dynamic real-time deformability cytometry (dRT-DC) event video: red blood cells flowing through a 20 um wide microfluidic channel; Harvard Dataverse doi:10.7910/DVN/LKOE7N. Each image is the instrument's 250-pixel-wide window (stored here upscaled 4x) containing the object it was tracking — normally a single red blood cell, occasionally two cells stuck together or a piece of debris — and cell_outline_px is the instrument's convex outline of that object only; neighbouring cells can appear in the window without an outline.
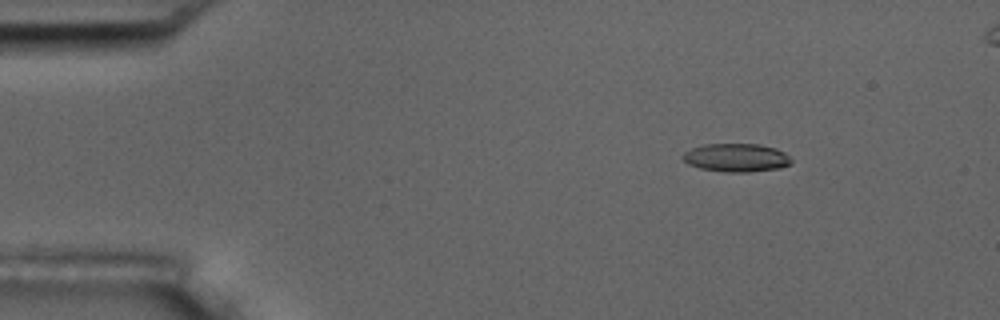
{"species": "common noctule bat (a hibernating species)", "species_latin": "Nyctalus noctula", "temperature_condition": "room temperature", "stored_images_in_passage": 7, "camera_frame_rate_fps": 3000, "um_per_image_px": 0.085, "animal": {"sex": "male", "body_mass_g": 17.5, "forearm_length_mm": 52.3}, "frame": {"image": 1, "passage_image": 3, "time_ms": 2.333, "image_size_px": [1000, 320], "cell_outline_px": [[792, 160], [788, 164], [780, 168], [748, 172], [728, 172], [700, 168], [688, 164], [680, 156], [684, 152], [692, 148], [704, 144], [760, 144], [776, 148], [784, 152]], "centroid_in_image_um": [62.57, 13.39], "position_along_channel_um": 22.4, "area_um2": 17.86}}